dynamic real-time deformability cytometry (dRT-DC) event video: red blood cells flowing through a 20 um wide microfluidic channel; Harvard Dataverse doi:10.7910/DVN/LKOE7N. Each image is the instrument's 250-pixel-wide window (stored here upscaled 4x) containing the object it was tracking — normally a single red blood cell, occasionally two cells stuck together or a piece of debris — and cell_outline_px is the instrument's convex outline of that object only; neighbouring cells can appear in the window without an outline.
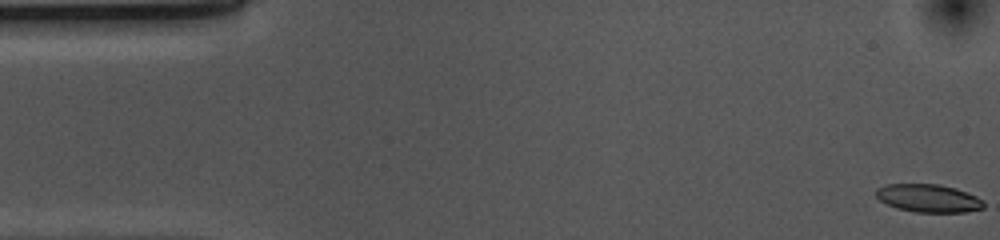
{"species": "common noctule bat (a hibernating species)", "species_latin": "Nyctalus noctula", "temperature_condition": "cold", "stored_images_in_passage": 54, "camera_frame_rate_fps": 3000, "um_per_image_px": 0.085, "animal": {"sex": "female", "body_mass_g": 10.0, "forearm_length_mm": 53.1}, "frame": {"image": 1, "passage_image": 1, "time_ms": 0.0, "image_size_px": [1000, 240], "cell_outline_px": [[984, 208], [964, 212], [916, 212], [896, 208], [880, 200], [876, 196], [876, 188], [884, 184], [940, 184], [956, 188], [976, 196], [984, 200]], "centroid_in_image_um": [78.92, 16.84], "position_along_channel_um": 6.1, "area_um2": 17.63}}
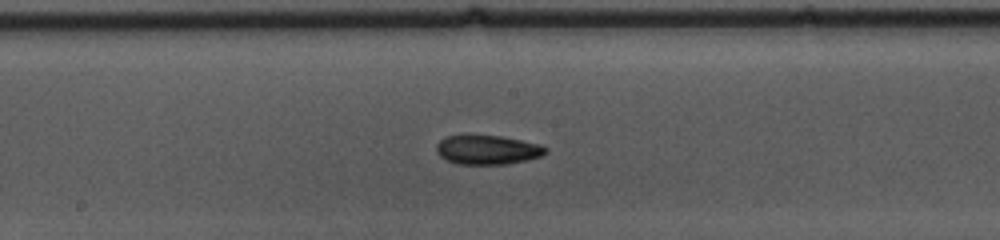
{"frame": {"image": 2, "passage_image": 27, "time_ms": 8.667, "image_size_px": [1000, 240], "cell_outline_px": [[548, 152], [540, 156], [528, 160], [508, 164], [456, 164], [440, 156], [436, 152], [436, 144], [444, 136], [500, 136], [540, 144], [548, 148]], "centroid_in_image_um": [41.45, 12.74], "position_along_channel_um": 206.8, "area_um2": 18.55}}
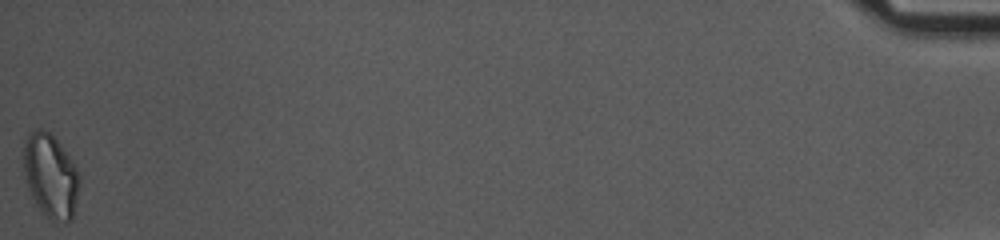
{"frame": {"image": 3, "passage_image": 54, "time_ms": 17.667, "image_size_px": [1000, 240], "cell_outline_px": [[80, 184], [72, 220], [48, 220], [44, 216], [36, 204], [28, 188], [24, 176], [24, 144], [28, 132], [36, 128], [40, 128], [48, 132], [60, 144], [76, 168], [80, 176]], "centroid_in_image_um": [4.29, 14.95], "position_along_channel_um": 430.9, "area_um2": 27.17}, "authors_computed_cell_mechanics": {"area_um2": 18.6116, "velocity_mm_per_s": 3.6639, "shape_relaxation_time_tau1_ms": 6.1458, "shape_relaxation_time_tau2_ms": 8.6617, "deformation_change_tau1": 0.1501, "deformation_change_tau2": 0.1672}}